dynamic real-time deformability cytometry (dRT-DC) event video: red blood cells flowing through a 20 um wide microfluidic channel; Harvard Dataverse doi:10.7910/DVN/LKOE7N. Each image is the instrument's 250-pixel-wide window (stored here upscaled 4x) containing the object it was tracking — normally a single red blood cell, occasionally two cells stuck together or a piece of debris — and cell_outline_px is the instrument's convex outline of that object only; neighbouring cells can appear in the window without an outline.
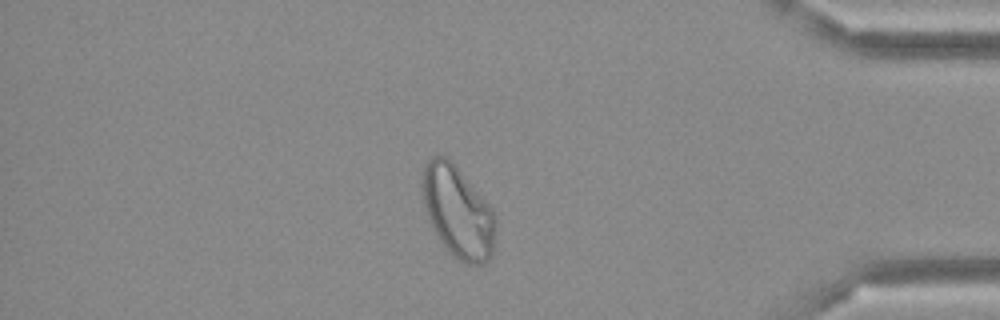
{"species": "Egyptian fruit bat (a non-hibernating species)", "species_latin": "Rousettus aegyptiacus", "temperature_condition": "cold", "stored_images_in_passage": 49, "camera_frame_rate_fps": 3000, "um_per_image_px": 0.085, "frame": {"image": 1, "passage_image": 42, "time_ms": 13.667, "image_size_px": [1000, 320], "cell_outline_px": [[496, 224], [492, 252], [488, 260], [480, 264], [468, 264], [460, 260], [444, 248], [432, 228], [424, 204], [420, 188], [420, 184], [424, 168], [428, 160], [432, 156], [444, 156], [460, 172], [496, 212]], "centroid_in_image_um": [38.9, 18.03], "position_along_channel_um": 396.3, "area_um2": 38.78}}